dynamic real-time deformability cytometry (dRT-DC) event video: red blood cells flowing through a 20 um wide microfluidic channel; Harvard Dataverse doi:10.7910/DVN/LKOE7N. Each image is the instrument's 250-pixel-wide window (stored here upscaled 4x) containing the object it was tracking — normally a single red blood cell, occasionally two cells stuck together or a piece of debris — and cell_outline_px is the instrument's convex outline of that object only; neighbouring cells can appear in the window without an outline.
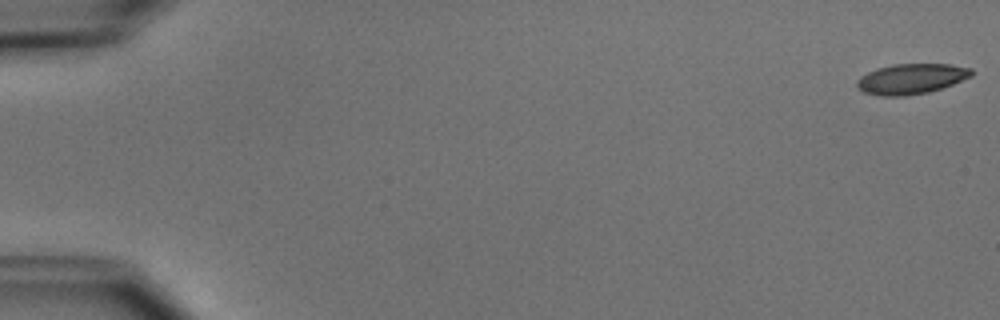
{"species": "common noctule bat (a hibernating species)", "species_latin": "Nyctalus noctula", "temperature_condition": "cold", "stored_images_in_passage": 5, "camera_frame_rate_fps": 3000, "um_per_image_px": 0.085, "animal": {"sex": "male", "body_mass_g": 15.6}, "frame": {"image": 1, "passage_image": 1, "time_ms": 0.0, "image_size_px": [1000, 320], "cell_outline_px": [[972, 76], [952, 84], [928, 92], [904, 96], [880, 96], [864, 92], [856, 88], [856, 80], [860, 76], [876, 68], [892, 64], [948, 64], [972, 68]], "centroid_in_image_um": [77.41, 6.7], "position_along_channel_um": 7.6, "area_um2": 20.29}}
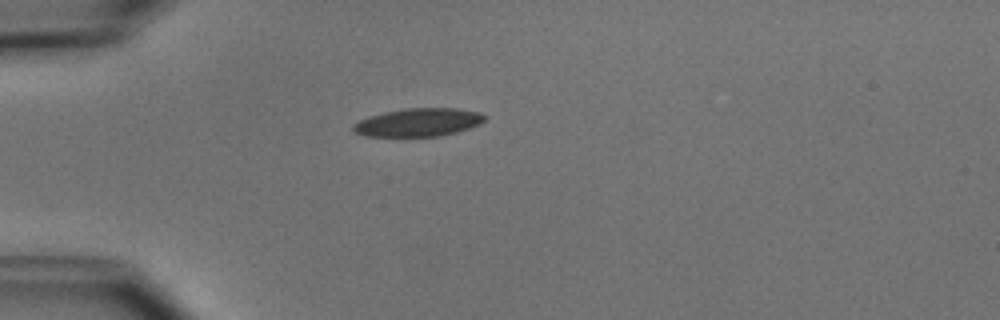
{"frame": {"image": 2, "passage_image": 5, "time_ms": 4.667, "image_size_px": [1000, 320], "cell_outline_px": [[488, 116], [480, 124], [456, 132], [440, 136], [364, 136], [356, 132], [352, 128], [352, 124], [368, 116], [384, 112], [404, 108], [460, 108], [480, 112]], "centroid_in_image_um": [35.58, 10.39], "position_along_channel_um": 49.4, "area_um2": 21.68}}